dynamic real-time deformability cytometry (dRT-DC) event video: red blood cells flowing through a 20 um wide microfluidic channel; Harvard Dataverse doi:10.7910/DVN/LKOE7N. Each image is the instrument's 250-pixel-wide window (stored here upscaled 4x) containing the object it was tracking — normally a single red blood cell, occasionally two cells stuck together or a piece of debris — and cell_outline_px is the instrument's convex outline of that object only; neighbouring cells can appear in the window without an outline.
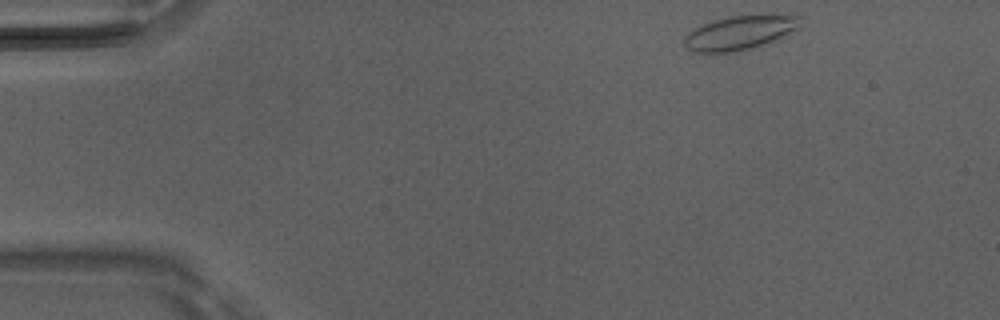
{"species": "Egyptian fruit bat (a non-hibernating species)", "species_latin": "Rousettus aegyptiacus", "temperature_condition": "room temperature", "stored_images_in_passage": 4, "camera_frame_rate_fps": 3000, "um_per_image_px": 0.085, "animal": {"sex": "male"}, "frame": {"image": 1, "passage_image": 1, "time_ms": 0.0, "image_size_px": [1000, 320], "cell_outline_px": [[800, 28], [764, 44], [752, 48], [736, 52], [692, 52], [684, 44], [684, 36], [688, 32], [712, 20], [732, 16], [800, 16]], "centroid_in_image_um": [62.83, 2.8], "position_along_channel_um": 22.2, "area_um2": 22.48}}